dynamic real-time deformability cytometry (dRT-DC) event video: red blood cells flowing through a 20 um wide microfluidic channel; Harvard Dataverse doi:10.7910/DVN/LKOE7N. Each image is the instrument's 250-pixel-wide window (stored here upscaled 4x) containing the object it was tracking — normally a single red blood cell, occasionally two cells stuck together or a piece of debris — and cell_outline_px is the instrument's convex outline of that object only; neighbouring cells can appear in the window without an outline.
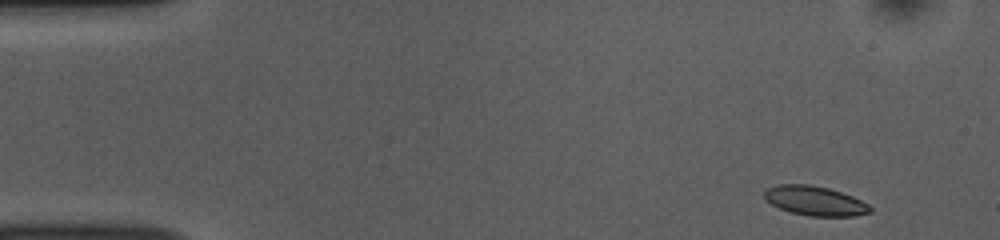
{"species": "common noctule bat (a hibernating species)", "species_latin": "Nyctalus noctula", "temperature_condition": "room temperature", "stored_images_in_passage": 50, "camera_frame_rate_fps": 3000, "um_per_image_px": 0.085, "animal": {"sex": "female", "body_mass_g": 10.0, "forearm_length_mm": 53.1}, "frame": {"image": 1, "passage_image": 1, "time_ms": 0.0, "image_size_px": [1000, 240], "cell_outline_px": [[872, 212], [856, 216], [808, 216], [792, 212], [780, 208], [764, 200], [764, 188], [780, 184], [808, 184], [828, 188], [852, 196], [868, 204], [872, 208]], "centroid_in_image_um": [69.25, 17.07], "position_along_channel_um": 15.7, "area_um2": 18.21}}
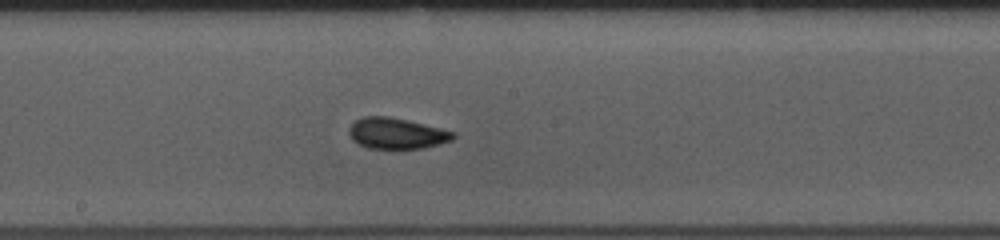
{"frame": {"image": 2, "passage_image": 25, "time_ms": 8.0, "image_size_px": [1000, 240], "cell_outline_px": [[456, 136], [452, 140], [440, 144], [424, 148], [368, 148], [352, 140], [348, 132], [348, 128], [356, 120], [364, 116], [388, 116], [440, 128], [456, 132]], "centroid_in_image_um": [33.71, 11.34], "position_along_channel_um": 214.5, "area_um2": 18.67}}
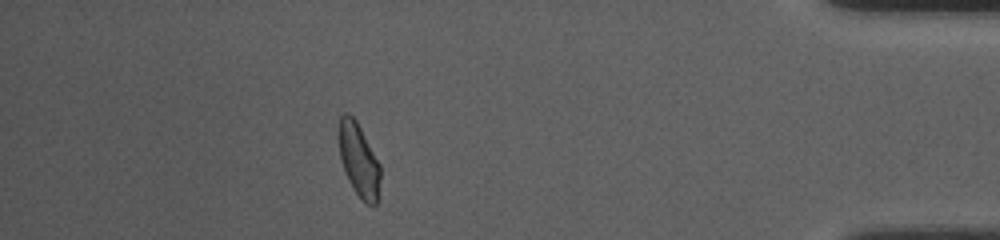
{"frame": {"image": 3, "passage_image": 44, "time_ms": 14.333, "image_size_px": [1000, 240], "cell_outline_px": [[380, 180], [376, 204], [372, 208], [364, 204], [352, 188], [344, 172], [340, 160], [336, 136], [336, 132], [340, 116], [344, 112], [348, 112], [356, 120], [380, 164]], "centroid_in_image_um": [30.44, 13.6], "position_along_channel_um": 404.8, "area_um2": 18.44}, "authors_computed_cell_mechanics": {"area_um2": 18.4093, "velocity_mm_per_s": 3.7311, "shape_relaxation_time_tau1_ms": 2.5046, "shape_relaxation_time_tau2_ms": 1.8193, "deformation_change_tau1": 0.1176, "deformation_change_tau2": 0.0682}}